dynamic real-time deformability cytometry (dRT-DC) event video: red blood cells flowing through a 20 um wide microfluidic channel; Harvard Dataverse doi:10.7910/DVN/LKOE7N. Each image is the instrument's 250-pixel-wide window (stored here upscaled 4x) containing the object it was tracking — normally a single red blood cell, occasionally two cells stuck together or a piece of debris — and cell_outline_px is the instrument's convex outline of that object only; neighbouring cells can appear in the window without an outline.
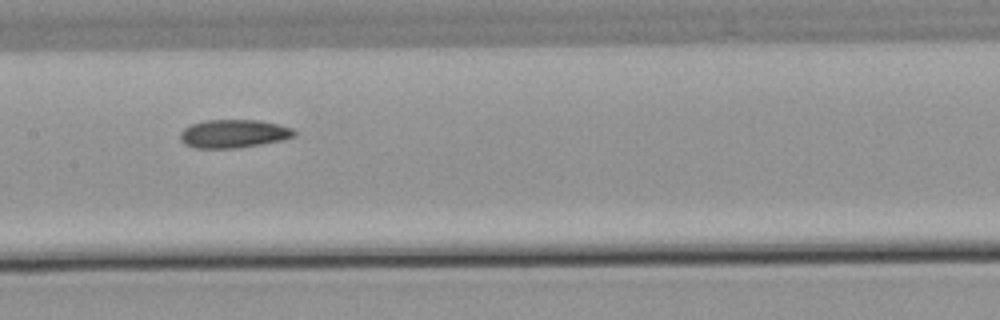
{"species": "common noctule bat (a hibernating species)", "species_latin": "Nyctalus noctula", "temperature_condition": "warm", "stored_images_in_passage": 8, "camera_frame_rate_fps": 3000, "um_per_image_px": 0.085, "animal": {"sex": "male", "body_mass_g": 21.5, "forearm_length_mm": 52.0}, "frame": {"image": 1, "passage_image": 8, "time_ms": 8.667, "image_size_px": [1000, 320], "cell_outline_px": [[296, 136], [284, 140], [240, 148], [196, 148], [184, 144], [180, 140], [180, 132], [184, 128], [192, 124], [204, 120], [260, 120], [292, 128], [296, 132]], "centroid_in_image_um": [19.86, 11.37], "position_along_channel_um": 187.5, "area_um2": 18.96}}